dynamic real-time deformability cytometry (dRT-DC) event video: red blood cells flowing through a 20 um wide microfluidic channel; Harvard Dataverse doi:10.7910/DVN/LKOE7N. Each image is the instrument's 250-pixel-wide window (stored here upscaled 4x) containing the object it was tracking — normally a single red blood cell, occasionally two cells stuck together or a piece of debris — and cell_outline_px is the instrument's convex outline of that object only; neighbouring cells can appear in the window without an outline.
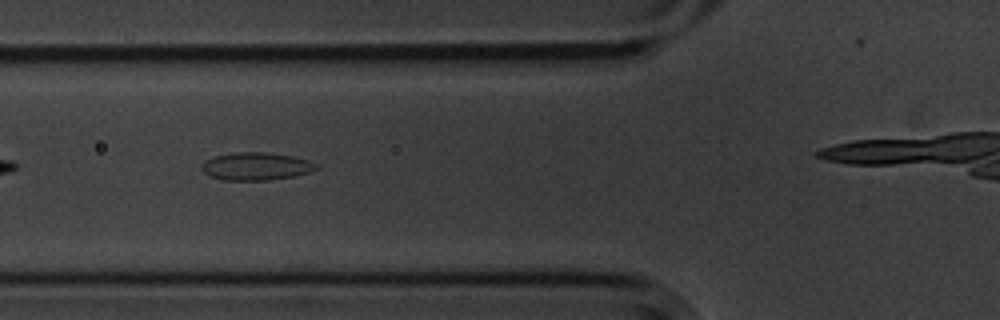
{"species": "common noctule bat (a hibernating species)", "species_latin": "Nyctalus noctula", "temperature_condition": "cold", "stored_images_in_passage": 5, "camera_frame_rate_fps": 3000, "um_per_image_px": 0.085, "animal": {"sex": "male", "body_mass_g": 20.1, "forearm_length_mm": 53.5}, "frame": {"image": 1, "passage_image": 4, "time_ms": 1.0, "image_size_px": [1000, 320], "cell_outline_px": [[320, 168], [308, 172], [292, 176], [268, 180], [224, 180], [208, 176], [200, 168], [204, 160], [212, 156], [236, 152], [268, 152], [292, 156], [308, 160], [320, 164]], "centroid_in_image_um": [21.74, 14.13], "position_along_channel_um": 104.1, "area_um2": 18.73}}